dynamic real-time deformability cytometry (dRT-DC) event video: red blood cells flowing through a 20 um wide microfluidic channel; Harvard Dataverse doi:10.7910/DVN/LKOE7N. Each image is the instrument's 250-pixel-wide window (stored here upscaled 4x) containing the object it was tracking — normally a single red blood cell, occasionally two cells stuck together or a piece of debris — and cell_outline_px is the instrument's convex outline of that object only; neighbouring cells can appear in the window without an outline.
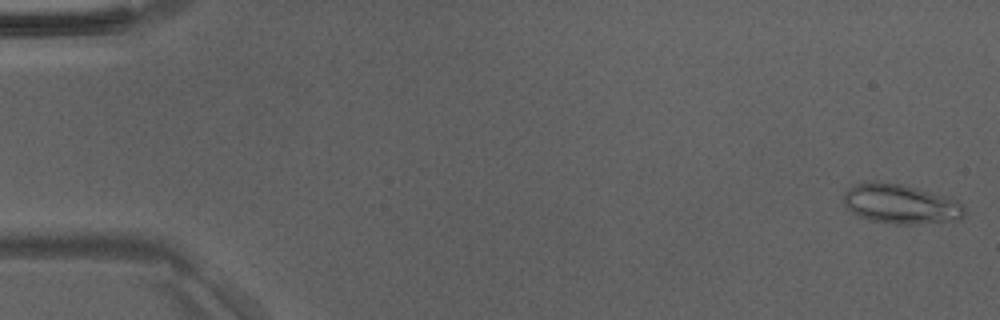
{"species": "Egyptian fruit bat (a non-hibernating species)", "species_latin": "Rousettus aegyptiacus", "temperature_condition": "room temperature", "stored_images_in_passage": 49, "camera_frame_rate_fps": 3000, "um_per_image_px": 0.085, "animal": {"sex": "male"}, "frame": {"image": 1, "passage_image": 1, "time_ms": 0.0, "image_size_px": [1000, 320], "cell_outline_px": [[964, 216], [960, 220], [916, 224], [896, 224], [868, 220], [852, 212], [844, 204], [844, 192], [848, 188], [856, 184], [868, 180], [876, 180], [900, 184], [916, 188], [944, 196], [956, 200], [964, 204]], "centroid_in_image_um": [76.54, 17.33], "position_along_channel_um": 8.5, "area_um2": 27.98}}
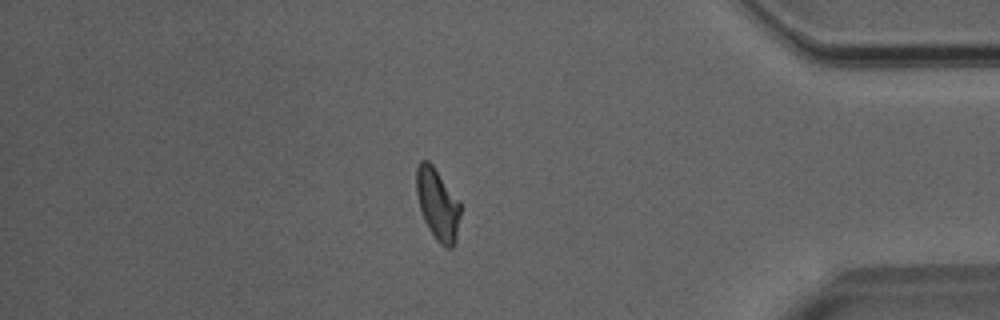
{"frame": {"image": 2, "passage_image": 42, "time_ms": 13.667, "image_size_px": [1000, 320], "cell_outline_px": [[460, 216], [456, 240], [452, 248], [444, 248], [436, 240], [428, 228], [420, 208], [416, 192], [416, 168], [420, 160], [428, 160], [432, 164], [460, 200]], "centroid_in_image_um": [37.21, 17.36], "position_along_channel_um": 398.0, "area_um2": 18.5}}
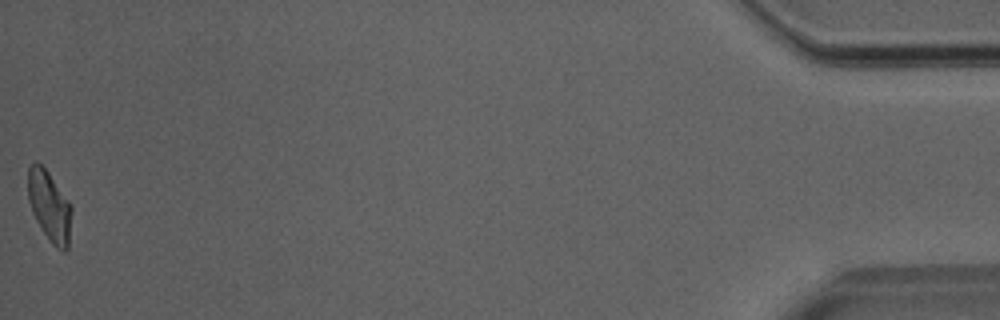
{"frame": {"image": 3, "passage_image": 49, "time_ms": 16.0, "image_size_px": [1000, 320], "cell_outline_px": [[72, 212], [68, 248], [64, 252], [56, 248], [52, 244], [36, 220], [32, 212], [28, 200], [28, 168], [36, 160], [48, 172], [72, 204]], "centroid_in_image_um": [4.22, 17.53], "position_along_channel_um": 431.0, "area_um2": 17.98}}